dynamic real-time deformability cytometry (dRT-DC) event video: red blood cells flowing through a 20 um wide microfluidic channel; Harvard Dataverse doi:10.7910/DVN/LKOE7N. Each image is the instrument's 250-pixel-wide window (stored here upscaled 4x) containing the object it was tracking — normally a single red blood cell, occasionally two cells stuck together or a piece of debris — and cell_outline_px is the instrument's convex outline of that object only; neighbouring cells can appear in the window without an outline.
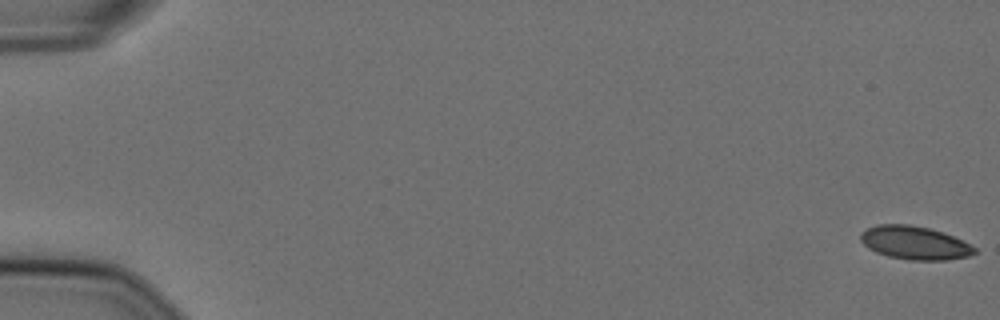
{"species": "Egyptian fruit bat (a non-hibernating species)", "species_latin": "Rousettus aegyptiacus", "temperature_condition": "cold", "stored_images_in_passage": 54, "camera_frame_rate_fps": 3000, "um_per_image_px": 0.085, "animal": {"sex": "female"}, "frame": {"image": 1, "passage_image": 1, "time_ms": 0.0, "image_size_px": [1000, 320], "cell_outline_px": [[976, 252], [968, 256], [948, 260], [908, 260], [888, 256], [876, 252], [868, 248], [860, 240], [860, 232], [876, 224], [908, 224], [928, 228], [944, 232], [976, 248]], "centroid_in_image_um": [77.71, 20.64], "position_along_channel_um": 7.3, "area_um2": 22.08}}
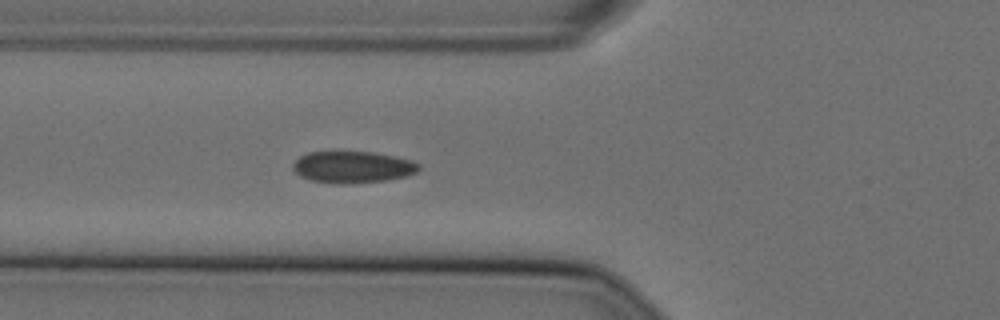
{"frame": {"image": 2, "passage_image": 22, "time_ms": 7.0, "image_size_px": [1000, 320], "cell_outline_px": [[420, 168], [416, 172], [408, 176], [384, 180], [352, 184], [332, 184], [312, 180], [300, 176], [292, 168], [292, 164], [300, 156], [308, 152], [372, 152], [412, 160], [420, 164]], "centroid_in_image_um": [29.97, 14.21], "position_along_channel_um": 95.8, "area_um2": 23.29}}
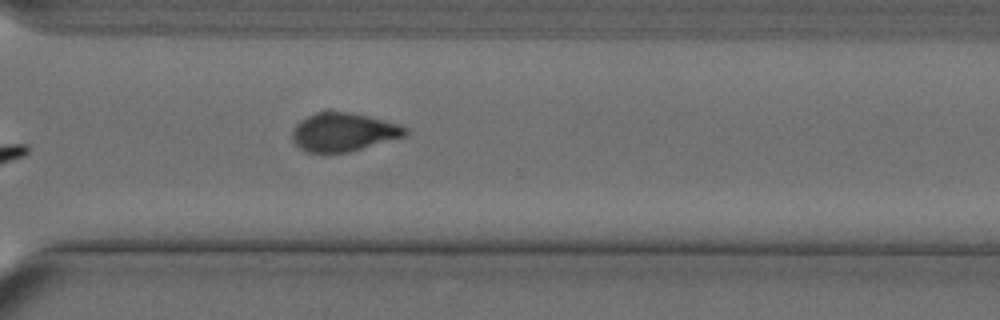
{"frame": {"image": 3, "passage_image": 43, "time_ms": 14.0, "image_size_px": [1000, 320], "cell_outline_px": [[408, 132], [404, 136], [348, 152], [324, 156], [308, 152], [300, 148], [292, 140], [292, 132], [296, 124], [300, 120], [316, 112], [352, 112], [404, 124], [408, 128]], "centroid_in_image_um": [29.19, 11.25], "position_along_channel_um": 341.4, "area_um2": 25.89}, "authors_computed_cell_mechanics": {"area_um2": 23.2645, "velocity_mm_per_s": 3.604, "shape_relaxation_time_tau1_ms": null, "shape_relaxation_time_tau2_ms": 1.1032, "deformation_change_tau1": null, "deformation_change_tau2": 0.0359}}